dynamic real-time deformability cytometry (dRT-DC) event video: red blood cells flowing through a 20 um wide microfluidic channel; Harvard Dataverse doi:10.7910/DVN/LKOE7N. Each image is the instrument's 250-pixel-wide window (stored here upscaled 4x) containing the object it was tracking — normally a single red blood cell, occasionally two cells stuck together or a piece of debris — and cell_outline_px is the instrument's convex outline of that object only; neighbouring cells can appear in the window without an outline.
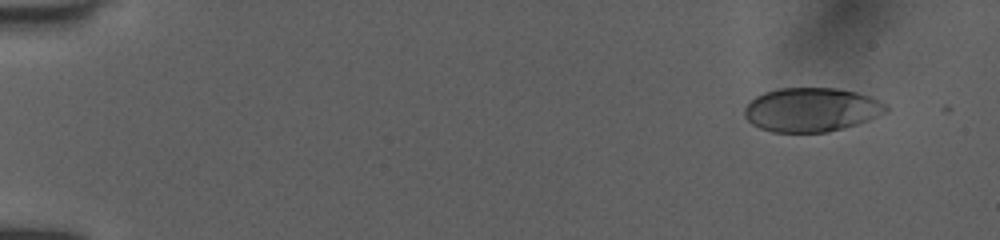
{"species": "human", "species_latin": "Homo sapiens", "temperature_condition": "room temperature", "stored_images_in_passage": 49, "camera_frame_rate_fps": 3000, "um_per_image_px": 0.085, "donor": {"sex": "female"}, "frame": {"image": 1, "passage_image": 1, "time_ms": 0.0, "image_size_px": [1000, 240], "cell_outline_px": [[888, 108], [884, 112], [868, 120], [844, 128], [828, 132], [772, 132], [760, 128], [752, 124], [744, 116], [744, 108], [756, 96], [764, 92], [780, 88], [836, 88], [856, 92], [868, 96], [888, 104]], "centroid_in_image_um": [68.95, 9.32], "position_along_channel_um": 16.1, "area_um2": 36.13}}
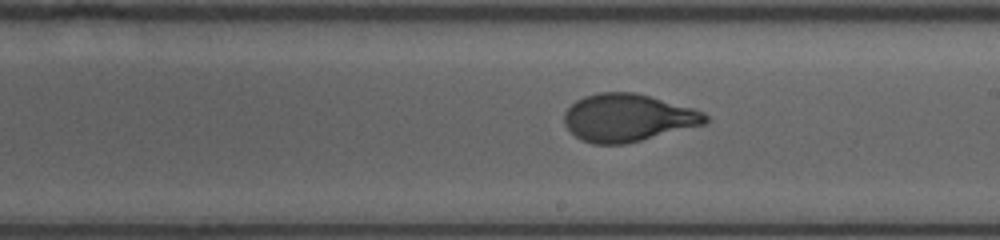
{"frame": {"image": 2, "passage_image": 28, "time_ms": 9.0, "image_size_px": [1000, 240], "cell_outline_px": [[708, 120], [704, 124], [624, 144], [592, 144], [580, 140], [564, 124], [564, 112], [576, 100], [584, 96], [600, 92], [632, 92], [648, 96], [692, 108], [704, 112], [708, 116]], "centroid_in_image_um": [53.32, 10.01], "position_along_channel_um": 235.7, "area_um2": 38.73}}
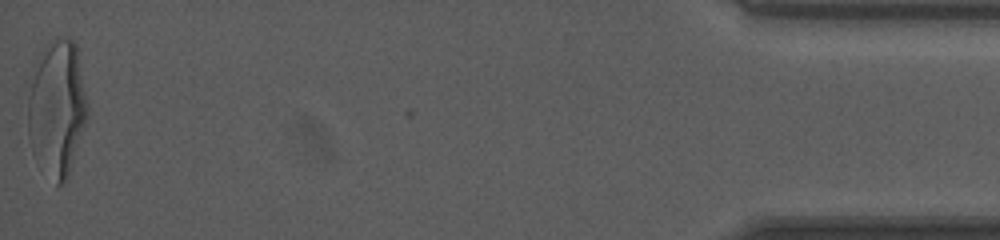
{"frame": {"image": 3, "passage_image": 49, "time_ms": 16.0, "image_size_px": [1000, 240], "cell_outline_px": [[88, 116], [68, 172], [64, 180], [60, 184], [56, 184], [28, 136], [28, 96], [40, 52], [56, 36], [72, 40], [76, 44], [88, 104]], "centroid_in_image_um": [4.88, 9.05], "position_along_channel_um": 430.3, "area_um2": 45.32}, "authors_computed_cell_mechanics": {"area_um2": 38.8994, "velocity_mm_per_s": 3.9965, "shape_relaxation_time_tau1_ms": 4.2882, "shape_relaxation_time_tau2_ms": null, "deformation_change_tau1": 0.2041, "deformation_change_tau2": null}}